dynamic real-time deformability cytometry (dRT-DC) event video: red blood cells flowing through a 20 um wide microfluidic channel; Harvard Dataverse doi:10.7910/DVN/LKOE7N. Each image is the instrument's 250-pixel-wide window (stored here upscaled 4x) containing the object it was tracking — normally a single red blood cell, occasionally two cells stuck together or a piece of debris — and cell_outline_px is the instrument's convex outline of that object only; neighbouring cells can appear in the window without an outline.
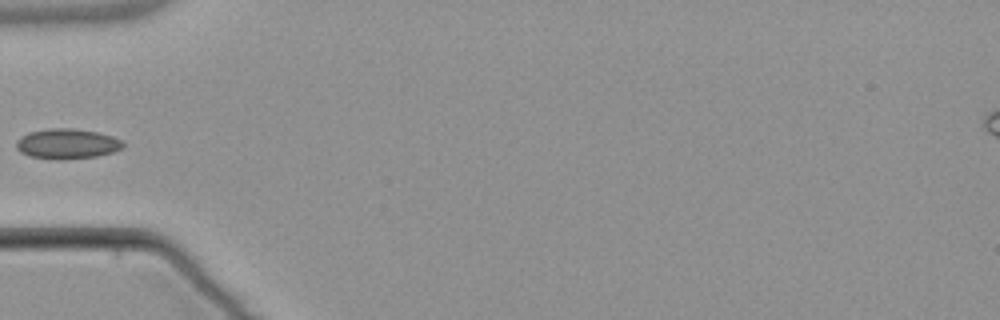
{"species": "common noctule bat (a hibernating species)", "species_latin": "Nyctalus noctula", "temperature_condition": "warm", "stored_images_in_passage": 4, "camera_frame_rate_fps": 3000, "um_per_image_px": 0.085, "animal": {"sex": "male", "body_mass_g": 21.5, "forearm_length_mm": 52.0}, "frame": {"image": 1, "passage_image": 4, "time_ms": 5.333, "image_size_px": [1000, 320], "cell_outline_px": [[124, 148], [112, 152], [96, 156], [64, 160], [56, 160], [28, 156], [20, 152], [16, 148], [16, 140], [20, 136], [28, 132], [48, 128], [72, 128], [96, 132], [112, 136], [124, 140]], "centroid_in_image_um": [5.68, 12.22], "position_along_channel_um": 79.3, "area_um2": 19.07}}